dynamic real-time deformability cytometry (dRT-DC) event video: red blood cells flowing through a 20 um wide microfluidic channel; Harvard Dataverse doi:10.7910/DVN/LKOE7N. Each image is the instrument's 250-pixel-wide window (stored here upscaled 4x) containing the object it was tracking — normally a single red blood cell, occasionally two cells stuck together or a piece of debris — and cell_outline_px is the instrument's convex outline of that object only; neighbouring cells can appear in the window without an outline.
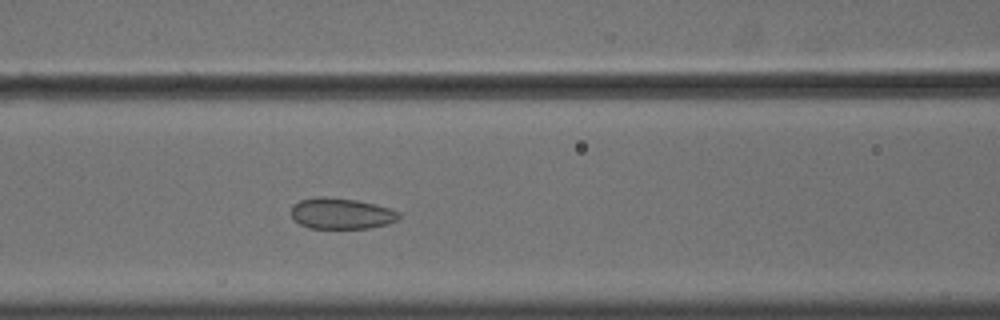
{"species": "common noctule bat (a hibernating species)", "species_latin": "Nyctalus noctula", "temperature_condition": "cold", "stored_images_in_passage": 49, "camera_frame_rate_fps": 3000, "um_per_image_px": 0.085, "animal": {"sex": "male", "body_mass_g": 18.8}, "frame": {"image": 1, "passage_image": 18, "time_ms": 5.667, "image_size_px": [1000, 320], "cell_outline_px": [[400, 216], [396, 220], [388, 224], [368, 228], [308, 228], [300, 224], [292, 216], [292, 204], [300, 200], [316, 196], [324, 196], [356, 200], [388, 208], [400, 212]], "centroid_in_image_um": [28.98, 18.14], "position_along_channel_um": 137.6, "area_um2": 19.36}}
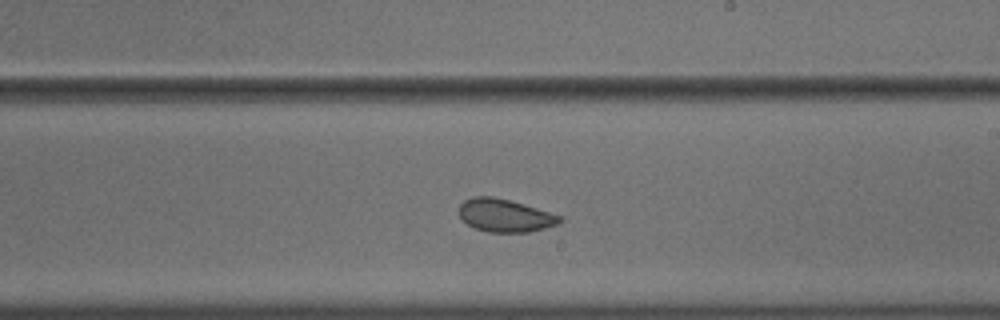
{"frame": {"image": 2, "passage_image": 27, "time_ms": 8.667, "image_size_px": [1000, 320], "cell_outline_px": [[564, 220], [560, 224], [528, 232], [488, 232], [476, 228], [468, 224], [460, 216], [460, 204], [464, 200], [472, 196], [492, 196], [524, 204], [560, 216]], "centroid_in_image_um": [42.93, 18.31], "position_along_channel_um": 246.1, "area_um2": 19.13}}
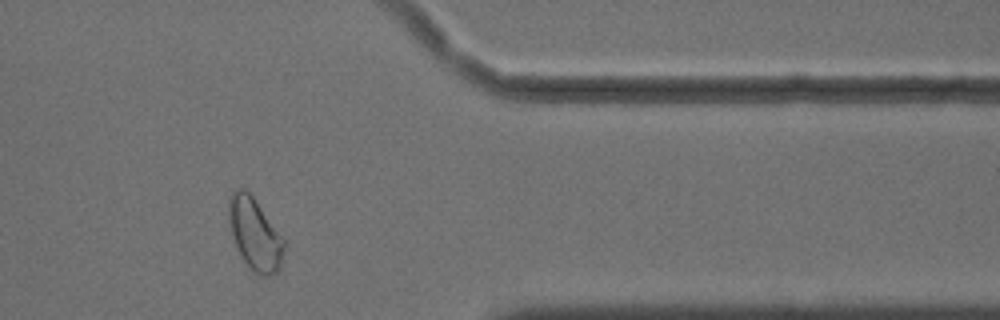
{"frame": {"image": 3, "passage_image": 40, "time_ms": 13.0, "image_size_px": [1000, 320], "cell_outline_px": [[284, 248], [280, 268], [276, 272], [268, 276], [260, 276], [248, 268], [236, 248], [228, 216], [228, 196], [236, 188], [244, 188], [252, 196], [284, 240]], "centroid_in_image_um": [21.63, 19.91], "position_along_channel_um": 389.8, "area_um2": 22.95}, "authors_computed_cell_mechanics": {"area_um2": 20.808, "velocity_mm_per_s": 3.6206, "shape_relaxation_time_tau1_ms": 2.8255, "shape_relaxation_time_tau2_ms": 1.1226, "deformation_change_tau1": 0.0717, "deformation_change_tau2": 0.0488}}